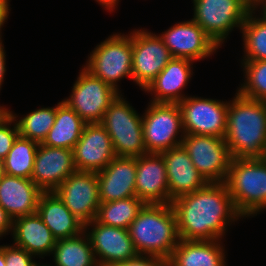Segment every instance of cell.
Returning <instances> with one entry per match:
<instances>
[{
  "instance_id": "cell-21",
  "label": "cell",
  "mask_w": 266,
  "mask_h": 266,
  "mask_svg": "<svg viewBox=\"0 0 266 266\" xmlns=\"http://www.w3.org/2000/svg\"><path fill=\"white\" fill-rule=\"evenodd\" d=\"M194 61L185 58H172L164 69L143 90L151 93V102L179 103L187 96L182 90L187 86L193 75Z\"/></svg>"
},
{
  "instance_id": "cell-36",
  "label": "cell",
  "mask_w": 266,
  "mask_h": 266,
  "mask_svg": "<svg viewBox=\"0 0 266 266\" xmlns=\"http://www.w3.org/2000/svg\"><path fill=\"white\" fill-rule=\"evenodd\" d=\"M13 220L9 217L3 207L0 205V237L12 232ZM9 232V233H8Z\"/></svg>"
},
{
  "instance_id": "cell-12",
  "label": "cell",
  "mask_w": 266,
  "mask_h": 266,
  "mask_svg": "<svg viewBox=\"0 0 266 266\" xmlns=\"http://www.w3.org/2000/svg\"><path fill=\"white\" fill-rule=\"evenodd\" d=\"M173 58L159 34L132 31V80L144 90Z\"/></svg>"
},
{
  "instance_id": "cell-25",
  "label": "cell",
  "mask_w": 266,
  "mask_h": 266,
  "mask_svg": "<svg viewBox=\"0 0 266 266\" xmlns=\"http://www.w3.org/2000/svg\"><path fill=\"white\" fill-rule=\"evenodd\" d=\"M221 240L186 241L179 239L169 258L170 266H226Z\"/></svg>"
},
{
  "instance_id": "cell-19",
  "label": "cell",
  "mask_w": 266,
  "mask_h": 266,
  "mask_svg": "<svg viewBox=\"0 0 266 266\" xmlns=\"http://www.w3.org/2000/svg\"><path fill=\"white\" fill-rule=\"evenodd\" d=\"M96 176L100 203L136 196V157L115 156Z\"/></svg>"
},
{
  "instance_id": "cell-43",
  "label": "cell",
  "mask_w": 266,
  "mask_h": 266,
  "mask_svg": "<svg viewBox=\"0 0 266 266\" xmlns=\"http://www.w3.org/2000/svg\"><path fill=\"white\" fill-rule=\"evenodd\" d=\"M6 110V108L4 106L0 105V115Z\"/></svg>"
},
{
  "instance_id": "cell-11",
  "label": "cell",
  "mask_w": 266,
  "mask_h": 266,
  "mask_svg": "<svg viewBox=\"0 0 266 266\" xmlns=\"http://www.w3.org/2000/svg\"><path fill=\"white\" fill-rule=\"evenodd\" d=\"M182 114V126L185 134H197L224 138L228 102L187 96L178 103Z\"/></svg>"
},
{
  "instance_id": "cell-1",
  "label": "cell",
  "mask_w": 266,
  "mask_h": 266,
  "mask_svg": "<svg viewBox=\"0 0 266 266\" xmlns=\"http://www.w3.org/2000/svg\"><path fill=\"white\" fill-rule=\"evenodd\" d=\"M179 239L221 240L234 221L243 218L235 208L225 182H208L195 192L172 200Z\"/></svg>"
},
{
  "instance_id": "cell-16",
  "label": "cell",
  "mask_w": 266,
  "mask_h": 266,
  "mask_svg": "<svg viewBox=\"0 0 266 266\" xmlns=\"http://www.w3.org/2000/svg\"><path fill=\"white\" fill-rule=\"evenodd\" d=\"M76 171L73 150L39 143L31 180L43 192H54Z\"/></svg>"
},
{
  "instance_id": "cell-17",
  "label": "cell",
  "mask_w": 266,
  "mask_h": 266,
  "mask_svg": "<svg viewBox=\"0 0 266 266\" xmlns=\"http://www.w3.org/2000/svg\"><path fill=\"white\" fill-rule=\"evenodd\" d=\"M116 156L108 132L100 123L86 124L73 148L77 171L98 172Z\"/></svg>"
},
{
  "instance_id": "cell-42",
  "label": "cell",
  "mask_w": 266,
  "mask_h": 266,
  "mask_svg": "<svg viewBox=\"0 0 266 266\" xmlns=\"http://www.w3.org/2000/svg\"><path fill=\"white\" fill-rule=\"evenodd\" d=\"M3 174H4L3 161L0 160V178L2 177Z\"/></svg>"
},
{
  "instance_id": "cell-27",
  "label": "cell",
  "mask_w": 266,
  "mask_h": 266,
  "mask_svg": "<svg viewBox=\"0 0 266 266\" xmlns=\"http://www.w3.org/2000/svg\"><path fill=\"white\" fill-rule=\"evenodd\" d=\"M52 255L55 266H98L85 231L71 238L57 240Z\"/></svg>"
},
{
  "instance_id": "cell-29",
  "label": "cell",
  "mask_w": 266,
  "mask_h": 266,
  "mask_svg": "<svg viewBox=\"0 0 266 266\" xmlns=\"http://www.w3.org/2000/svg\"><path fill=\"white\" fill-rule=\"evenodd\" d=\"M39 143L18 136L3 160L4 174L31 179Z\"/></svg>"
},
{
  "instance_id": "cell-5",
  "label": "cell",
  "mask_w": 266,
  "mask_h": 266,
  "mask_svg": "<svg viewBox=\"0 0 266 266\" xmlns=\"http://www.w3.org/2000/svg\"><path fill=\"white\" fill-rule=\"evenodd\" d=\"M119 94L110 104L102 122L108 132L116 156L139 157L146 154L142 115Z\"/></svg>"
},
{
  "instance_id": "cell-22",
  "label": "cell",
  "mask_w": 266,
  "mask_h": 266,
  "mask_svg": "<svg viewBox=\"0 0 266 266\" xmlns=\"http://www.w3.org/2000/svg\"><path fill=\"white\" fill-rule=\"evenodd\" d=\"M42 193L31 179L6 174L0 178V205L12 220L37 213Z\"/></svg>"
},
{
  "instance_id": "cell-24",
  "label": "cell",
  "mask_w": 266,
  "mask_h": 266,
  "mask_svg": "<svg viewBox=\"0 0 266 266\" xmlns=\"http://www.w3.org/2000/svg\"><path fill=\"white\" fill-rule=\"evenodd\" d=\"M37 213L56 240L71 238L85 231V224L71 213L54 192L40 195Z\"/></svg>"
},
{
  "instance_id": "cell-38",
  "label": "cell",
  "mask_w": 266,
  "mask_h": 266,
  "mask_svg": "<svg viewBox=\"0 0 266 266\" xmlns=\"http://www.w3.org/2000/svg\"><path fill=\"white\" fill-rule=\"evenodd\" d=\"M5 50H4V44L0 42V90L2 83L4 82V76L6 72V55H5Z\"/></svg>"
},
{
  "instance_id": "cell-23",
  "label": "cell",
  "mask_w": 266,
  "mask_h": 266,
  "mask_svg": "<svg viewBox=\"0 0 266 266\" xmlns=\"http://www.w3.org/2000/svg\"><path fill=\"white\" fill-rule=\"evenodd\" d=\"M11 234L13 244L34 257L52 254L57 241L38 213L14 219Z\"/></svg>"
},
{
  "instance_id": "cell-6",
  "label": "cell",
  "mask_w": 266,
  "mask_h": 266,
  "mask_svg": "<svg viewBox=\"0 0 266 266\" xmlns=\"http://www.w3.org/2000/svg\"><path fill=\"white\" fill-rule=\"evenodd\" d=\"M84 68L121 94L117 83L125 77L132 79V32L106 38L90 53Z\"/></svg>"
},
{
  "instance_id": "cell-4",
  "label": "cell",
  "mask_w": 266,
  "mask_h": 266,
  "mask_svg": "<svg viewBox=\"0 0 266 266\" xmlns=\"http://www.w3.org/2000/svg\"><path fill=\"white\" fill-rule=\"evenodd\" d=\"M225 184L243 218L266 210V158H232Z\"/></svg>"
},
{
  "instance_id": "cell-7",
  "label": "cell",
  "mask_w": 266,
  "mask_h": 266,
  "mask_svg": "<svg viewBox=\"0 0 266 266\" xmlns=\"http://www.w3.org/2000/svg\"><path fill=\"white\" fill-rule=\"evenodd\" d=\"M193 20L220 48L231 31L241 29L252 0H193Z\"/></svg>"
},
{
  "instance_id": "cell-14",
  "label": "cell",
  "mask_w": 266,
  "mask_h": 266,
  "mask_svg": "<svg viewBox=\"0 0 266 266\" xmlns=\"http://www.w3.org/2000/svg\"><path fill=\"white\" fill-rule=\"evenodd\" d=\"M85 232L98 266H112L138 255L128 229L100 224L94 219L85 224Z\"/></svg>"
},
{
  "instance_id": "cell-34",
  "label": "cell",
  "mask_w": 266,
  "mask_h": 266,
  "mask_svg": "<svg viewBox=\"0 0 266 266\" xmlns=\"http://www.w3.org/2000/svg\"><path fill=\"white\" fill-rule=\"evenodd\" d=\"M6 266H37L39 263L33 260V255L26 250L12 244L4 245Z\"/></svg>"
},
{
  "instance_id": "cell-32",
  "label": "cell",
  "mask_w": 266,
  "mask_h": 266,
  "mask_svg": "<svg viewBox=\"0 0 266 266\" xmlns=\"http://www.w3.org/2000/svg\"><path fill=\"white\" fill-rule=\"evenodd\" d=\"M244 82L237 92L252 100L266 101V60H242Z\"/></svg>"
},
{
  "instance_id": "cell-31",
  "label": "cell",
  "mask_w": 266,
  "mask_h": 266,
  "mask_svg": "<svg viewBox=\"0 0 266 266\" xmlns=\"http://www.w3.org/2000/svg\"><path fill=\"white\" fill-rule=\"evenodd\" d=\"M6 110L15 118L19 136L42 143L55 123L56 106L36 109L21 119L14 112Z\"/></svg>"
},
{
  "instance_id": "cell-2",
  "label": "cell",
  "mask_w": 266,
  "mask_h": 266,
  "mask_svg": "<svg viewBox=\"0 0 266 266\" xmlns=\"http://www.w3.org/2000/svg\"><path fill=\"white\" fill-rule=\"evenodd\" d=\"M224 140L232 158H266V101L252 100L236 92L228 101Z\"/></svg>"
},
{
  "instance_id": "cell-39",
  "label": "cell",
  "mask_w": 266,
  "mask_h": 266,
  "mask_svg": "<svg viewBox=\"0 0 266 266\" xmlns=\"http://www.w3.org/2000/svg\"><path fill=\"white\" fill-rule=\"evenodd\" d=\"M253 11H257V8H262L259 11L260 17L266 20V0H252V7Z\"/></svg>"
},
{
  "instance_id": "cell-18",
  "label": "cell",
  "mask_w": 266,
  "mask_h": 266,
  "mask_svg": "<svg viewBox=\"0 0 266 266\" xmlns=\"http://www.w3.org/2000/svg\"><path fill=\"white\" fill-rule=\"evenodd\" d=\"M135 192L145 204H170L166 166L160 153L136 157Z\"/></svg>"
},
{
  "instance_id": "cell-41",
  "label": "cell",
  "mask_w": 266,
  "mask_h": 266,
  "mask_svg": "<svg viewBox=\"0 0 266 266\" xmlns=\"http://www.w3.org/2000/svg\"><path fill=\"white\" fill-rule=\"evenodd\" d=\"M0 266H6V259L4 256V245H0Z\"/></svg>"
},
{
  "instance_id": "cell-26",
  "label": "cell",
  "mask_w": 266,
  "mask_h": 266,
  "mask_svg": "<svg viewBox=\"0 0 266 266\" xmlns=\"http://www.w3.org/2000/svg\"><path fill=\"white\" fill-rule=\"evenodd\" d=\"M85 125L86 123L81 117L65 102L61 101L56 105L55 123L41 144L73 150Z\"/></svg>"
},
{
  "instance_id": "cell-40",
  "label": "cell",
  "mask_w": 266,
  "mask_h": 266,
  "mask_svg": "<svg viewBox=\"0 0 266 266\" xmlns=\"http://www.w3.org/2000/svg\"><path fill=\"white\" fill-rule=\"evenodd\" d=\"M96 2L112 12L118 6L119 0H96Z\"/></svg>"
},
{
  "instance_id": "cell-8",
  "label": "cell",
  "mask_w": 266,
  "mask_h": 266,
  "mask_svg": "<svg viewBox=\"0 0 266 266\" xmlns=\"http://www.w3.org/2000/svg\"><path fill=\"white\" fill-rule=\"evenodd\" d=\"M146 109L144 115L142 114L146 152L161 153L180 146L185 133L179 105L150 102Z\"/></svg>"
},
{
  "instance_id": "cell-37",
  "label": "cell",
  "mask_w": 266,
  "mask_h": 266,
  "mask_svg": "<svg viewBox=\"0 0 266 266\" xmlns=\"http://www.w3.org/2000/svg\"><path fill=\"white\" fill-rule=\"evenodd\" d=\"M9 0H0V42H3L1 40L2 34H1V29L3 28L2 26L5 24L6 20L8 19L9 16Z\"/></svg>"
},
{
  "instance_id": "cell-9",
  "label": "cell",
  "mask_w": 266,
  "mask_h": 266,
  "mask_svg": "<svg viewBox=\"0 0 266 266\" xmlns=\"http://www.w3.org/2000/svg\"><path fill=\"white\" fill-rule=\"evenodd\" d=\"M71 92V95L62 101L72 108L86 124L101 123L104 113L120 94L84 67L79 72Z\"/></svg>"
},
{
  "instance_id": "cell-35",
  "label": "cell",
  "mask_w": 266,
  "mask_h": 266,
  "mask_svg": "<svg viewBox=\"0 0 266 266\" xmlns=\"http://www.w3.org/2000/svg\"><path fill=\"white\" fill-rule=\"evenodd\" d=\"M112 266H170V263L169 259L138 254L131 259H127Z\"/></svg>"
},
{
  "instance_id": "cell-13",
  "label": "cell",
  "mask_w": 266,
  "mask_h": 266,
  "mask_svg": "<svg viewBox=\"0 0 266 266\" xmlns=\"http://www.w3.org/2000/svg\"><path fill=\"white\" fill-rule=\"evenodd\" d=\"M54 193L84 224L96 218L100 205L96 172L76 171Z\"/></svg>"
},
{
  "instance_id": "cell-20",
  "label": "cell",
  "mask_w": 266,
  "mask_h": 266,
  "mask_svg": "<svg viewBox=\"0 0 266 266\" xmlns=\"http://www.w3.org/2000/svg\"><path fill=\"white\" fill-rule=\"evenodd\" d=\"M160 154L166 166L170 204L173 199L195 192L208 183L198 172L182 145Z\"/></svg>"
},
{
  "instance_id": "cell-30",
  "label": "cell",
  "mask_w": 266,
  "mask_h": 266,
  "mask_svg": "<svg viewBox=\"0 0 266 266\" xmlns=\"http://www.w3.org/2000/svg\"><path fill=\"white\" fill-rule=\"evenodd\" d=\"M255 13L253 9L248 12L240 29L244 42L242 60H266V20Z\"/></svg>"
},
{
  "instance_id": "cell-44",
  "label": "cell",
  "mask_w": 266,
  "mask_h": 266,
  "mask_svg": "<svg viewBox=\"0 0 266 266\" xmlns=\"http://www.w3.org/2000/svg\"><path fill=\"white\" fill-rule=\"evenodd\" d=\"M37 266H50V265H44V264L40 265V263H39Z\"/></svg>"
},
{
  "instance_id": "cell-33",
  "label": "cell",
  "mask_w": 266,
  "mask_h": 266,
  "mask_svg": "<svg viewBox=\"0 0 266 266\" xmlns=\"http://www.w3.org/2000/svg\"><path fill=\"white\" fill-rule=\"evenodd\" d=\"M18 136L19 130L15 118L5 110L0 115V160L3 161L6 158Z\"/></svg>"
},
{
  "instance_id": "cell-15",
  "label": "cell",
  "mask_w": 266,
  "mask_h": 266,
  "mask_svg": "<svg viewBox=\"0 0 266 266\" xmlns=\"http://www.w3.org/2000/svg\"><path fill=\"white\" fill-rule=\"evenodd\" d=\"M159 37L173 58L198 61L210 57L219 49L193 19L176 23Z\"/></svg>"
},
{
  "instance_id": "cell-3",
  "label": "cell",
  "mask_w": 266,
  "mask_h": 266,
  "mask_svg": "<svg viewBox=\"0 0 266 266\" xmlns=\"http://www.w3.org/2000/svg\"><path fill=\"white\" fill-rule=\"evenodd\" d=\"M128 231L136 251L142 255L169 259L179 241L171 204H145Z\"/></svg>"
},
{
  "instance_id": "cell-10",
  "label": "cell",
  "mask_w": 266,
  "mask_h": 266,
  "mask_svg": "<svg viewBox=\"0 0 266 266\" xmlns=\"http://www.w3.org/2000/svg\"><path fill=\"white\" fill-rule=\"evenodd\" d=\"M181 145L207 182H225L232 156L224 138L185 134Z\"/></svg>"
},
{
  "instance_id": "cell-28",
  "label": "cell",
  "mask_w": 266,
  "mask_h": 266,
  "mask_svg": "<svg viewBox=\"0 0 266 266\" xmlns=\"http://www.w3.org/2000/svg\"><path fill=\"white\" fill-rule=\"evenodd\" d=\"M144 205L136 196L100 203L95 220L100 224L128 229Z\"/></svg>"
}]
</instances>
